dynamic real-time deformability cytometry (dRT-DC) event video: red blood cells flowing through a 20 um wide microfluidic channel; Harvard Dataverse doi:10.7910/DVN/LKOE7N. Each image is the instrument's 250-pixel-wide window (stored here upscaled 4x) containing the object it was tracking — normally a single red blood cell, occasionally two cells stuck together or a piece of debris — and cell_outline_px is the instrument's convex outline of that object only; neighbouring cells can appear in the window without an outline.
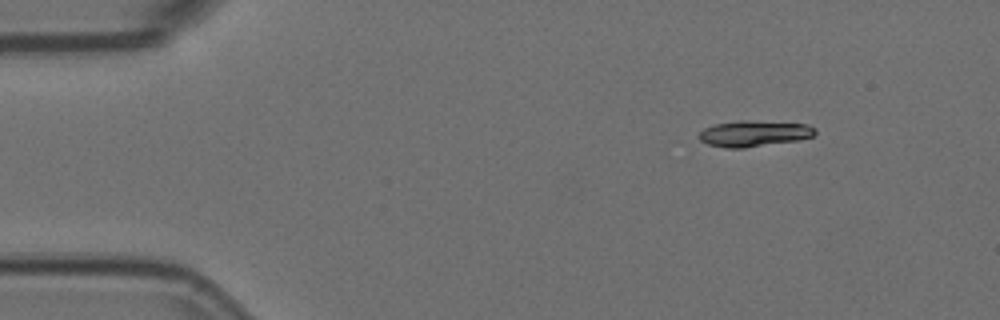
{"species": "Egyptian fruit bat (a non-hibernating species)", "species_latin": "Rousettus aegyptiacus", "temperature_condition": "room temperature", "stored_images_in_passage": 45, "camera_frame_rate_fps": 3000, "um_per_image_px": 0.085, "animal": {"sex": "female"}, "frame": {"image": 1, "passage_image": 7, "time_ms": 2.0, "image_size_px": [1000, 320], "cell_outline_px": [[812, 132], [808, 136], [752, 144], [716, 144], [728, 124], [796, 124]], "centroid_in_image_um": [64.65, 11.33], "position_along_channel_um": 20.3, "area_um2": 10.64}}
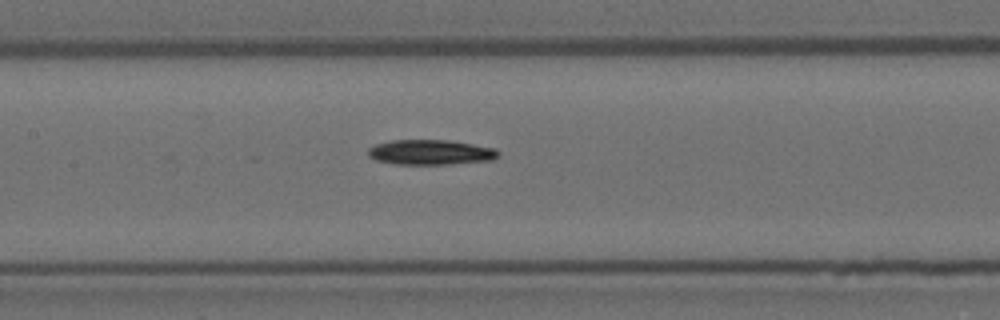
{"frame": {"image": 2, "passage_image": 26, "time_ms": 8.333, "image_size_px": [1000, 320], "cell_outline_px": [[492, 156], [448, 160], [396, 160], [380, 156], [376, 152], [380, 148], [396, 144], [456, 144], [476, 148], [492, 152]], "centroid_in_image_um": [36.65, 12.93], "position_along_channel_um": 170.8, "area_um2": 10.98}}
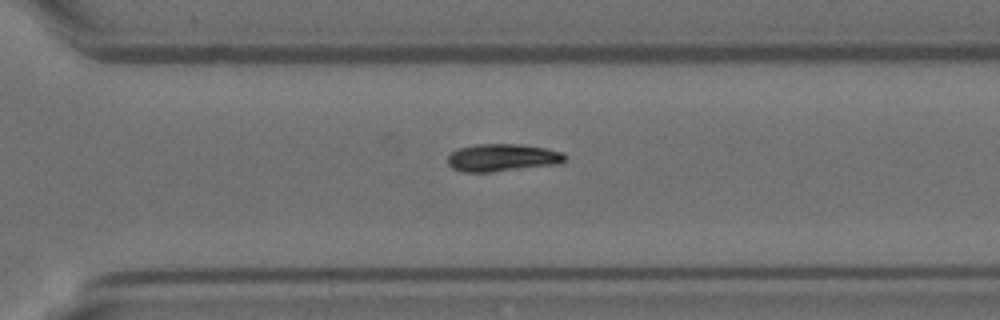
{"frame": {"image": 3, "passage_image": 39, "time_ms": 12.667, "image_size_px": [1000, 320], "cell_outline_px": [[560, 160], [492, 168], [464, 168], [456, 164], [452, 160], [484, 148], [532, 148], [548, 152], [560, 156]], "centroid_in_image_um": [42.85, 13.41], "position_along_channel_um": 327.7, "area_um2": 11.21}}